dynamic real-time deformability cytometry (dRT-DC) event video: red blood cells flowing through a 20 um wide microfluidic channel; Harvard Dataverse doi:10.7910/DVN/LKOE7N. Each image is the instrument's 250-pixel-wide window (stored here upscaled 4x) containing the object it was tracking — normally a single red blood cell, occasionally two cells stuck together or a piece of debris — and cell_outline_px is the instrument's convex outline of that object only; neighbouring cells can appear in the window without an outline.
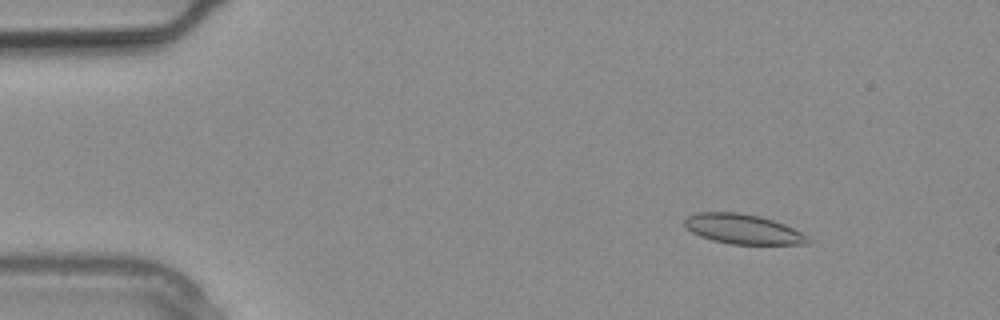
{"species": "common noctule bat (a hibernating species)", "species_latin": "Nyctalus noctula", "temperature_condition": "warm", "stored_images_in_passage": 3, "camera_frame_rate_fps": 3000, "um_per_image_px": 0.085, "animal": {"sex": "male", "body_mass_g": 20.4}, "frame": {"image": 1, "passage_image": 2, "time_ms": 0.333, "image_size_px": [1000, 320], "cell_outline_px": [[812, 240], [804, 244], [732, 244], [712, 240], [700, 236], [692, 232], [684, 224], [684, 220], [688, 216], [696, 212], [740, 212], [760, 216], [784, 224], [808, 236]], "centroid_in_image_um": [63.14, 19.46], "position_along_channel_um": 21.9, "area_um2": 21.33}}